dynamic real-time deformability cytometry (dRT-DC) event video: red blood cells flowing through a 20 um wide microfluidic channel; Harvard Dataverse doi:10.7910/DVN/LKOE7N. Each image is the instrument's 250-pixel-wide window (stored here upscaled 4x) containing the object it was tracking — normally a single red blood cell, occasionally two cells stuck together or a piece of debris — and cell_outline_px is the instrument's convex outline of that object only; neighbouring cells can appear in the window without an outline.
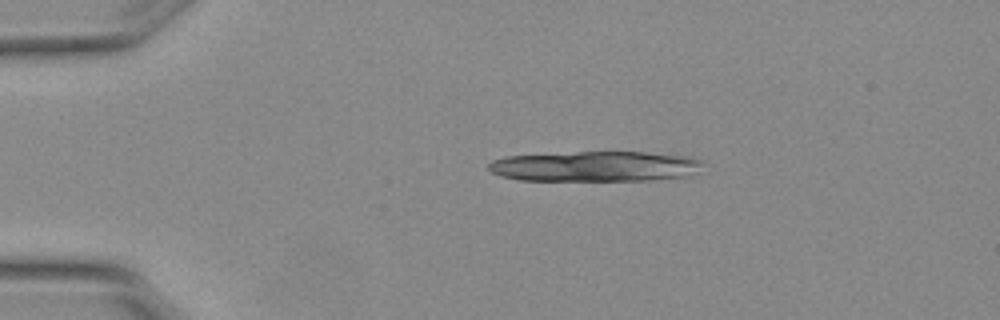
{"species": "Egyptian fruit bat (a non-hibernating species)", "species_latin": "Rousettus aegyptiacus", "temperature_condition": "warm", "stored_images_in_passage": 5, "camera_frame_rate_fps": 3000, "um_per_image_px": 0.085, "animal": {"sex": "female"}, "frame": {"image": 1, "passage_image": 2, "time_ms": 0.333, "image_size_px": [1000, 320], "cell_outline_px": [[704, 164], [688, 176], [648, 180], [520, 180], [500, 176], [492, 172], [488, 168], [488, 164], [492, 160], [508, 156], [580, 152], [644, 152], [680, 156], [700, 160]], "centroid_in_image_um": [50.53, 14.14], "position_along_channel_um": 34.5, "area_um2": 37.34}}
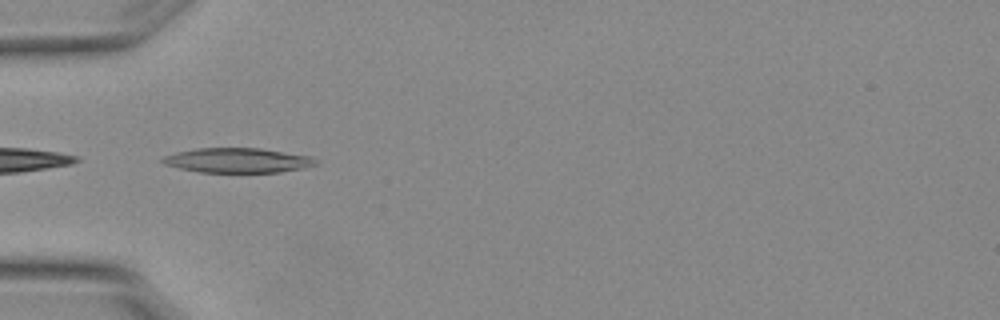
{"frame": {"image": 2, "passage_image": 4, "time_ms": 1.0, "image_size_px": [1000, 320], "cell_outline_px": [[320, 164], [304, 168], [280, 172], [200, 172], [180, 168], [164, 164], [160, 160], [164, 156], [176, 152], [196, 148], [260, 148], [312, 156]], "centroid_in_image_um": [20.23, 13.63], "position_along_channel_um": 64.8, "area_um2": 22.14}}
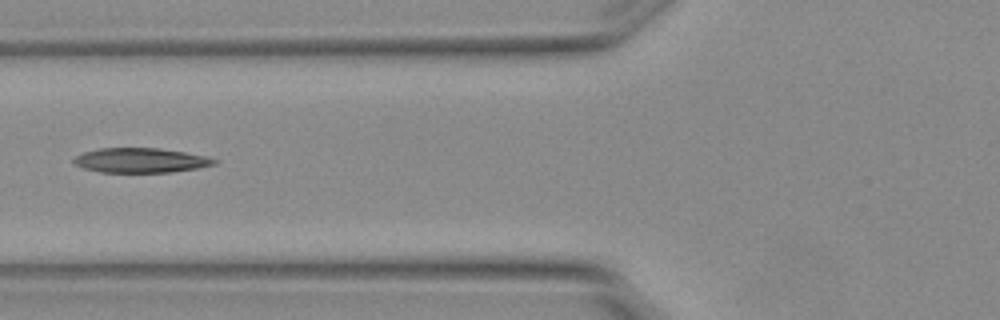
{"frame": {"image": 3, "passage_image": 5, "time_ms": 1.333, "image_size_px": [1000, 320], "cell_outline_px": [[220, 160], [216, 164], [196, 168], [172, 172], [100, 172], [84, 168], [76, 164], [72, 160], [76, 156], [84, 152], [100, 148], [160, 148], [208, 156]], "centroid_in_image_um": [12.0, 13.62], "position_along_channel_um": 113.8, "area_um2": 20.17}}